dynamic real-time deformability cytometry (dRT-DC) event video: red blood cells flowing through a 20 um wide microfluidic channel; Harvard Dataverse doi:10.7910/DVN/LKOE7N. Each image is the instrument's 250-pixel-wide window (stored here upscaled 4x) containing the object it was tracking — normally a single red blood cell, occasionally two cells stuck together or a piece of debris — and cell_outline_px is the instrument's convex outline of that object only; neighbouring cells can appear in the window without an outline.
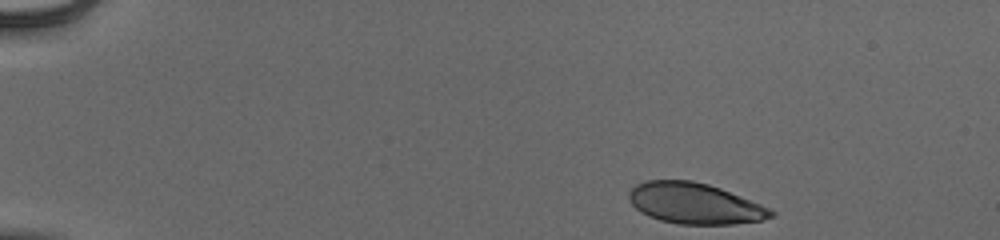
{"species": "human", "species_latin": "Homo sapiens", "temperature_condition": "cold", "stored_images_in_passage": 41, "camera_frame_rate_fps": 3000, "um_per_image_px": 0.085, "donor": {"sex": "male"}, "frame": {"image": 1, "passage_image": 1, "time_ms": 0.0, "image_size_px": [1000, 240], "cell_outline_px": [[776, 216], [764, 220], [732, 224], [676, 224], [660, 220], [648, 216], [640, 212], [628, 200], [628, 192], [636, 184], [644, 180], [692, 180], [708, 184], [720, 188], [760, 204], [776, 212]], "centroid_in_image_um": [59.03, 17.29], "position_along_channel_um": 26.0, "area_um2": 33.99}}
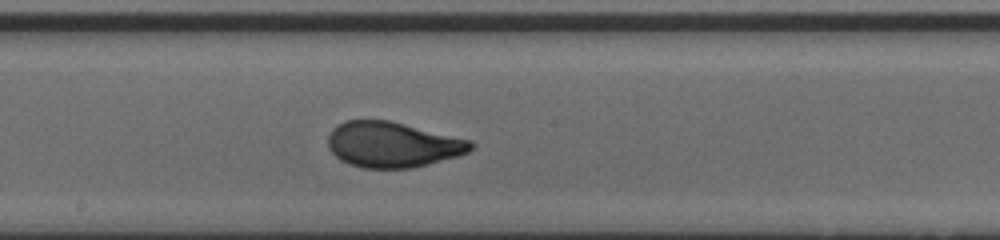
{"frame": {"image": 2, "passage_image": 24, "time_ms": 7.667, "image_size_px": [1000, 240], "cell_outline_px": [[476, 144], [468, 152], [456, 156], [428, 164], [412, 168], [360, 168], [348, 164], [340, 160], [328, 148], [328, 136], [332, 128], [336, 124], [344, 120], [388, 120], [472, 140]], "centroid_in_image_um": [33.34, 12.29], "position_along_channel_um": 214.9, "area_um2": 38.03}}
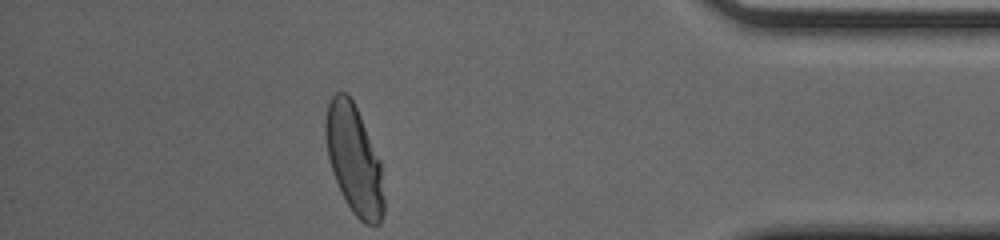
{"frame": {"image": 3, "passage_image": 41, "time_ms": 13.333, "image_size_px": [1000, 240], "cell_outline_px": [[384, 212], [380, 224], [364, 224], [352, 212], [344, 200], [336, 180], [328, 156], [324, 136], [324, 120], [328, 104], [332, 96], [336, 92], [348, 92], [360, 116], [380, 160], [384, 196]], "centroid_in_image_um": [30.09, 13.57], "position_along_channel_um": 405.1, "area_um2": 36.99}, "authors_computed_cell_mechanics": {"area_um2": 37.281, "velocity_mm_per_s": 3.9353, "shape_relaxation_time_tau1_ms": 3.9623, "shape_relaxation_time_tau2_ms": null, "deformation_change_tau1": 0.1975, "deformation_change_tau2": null}}